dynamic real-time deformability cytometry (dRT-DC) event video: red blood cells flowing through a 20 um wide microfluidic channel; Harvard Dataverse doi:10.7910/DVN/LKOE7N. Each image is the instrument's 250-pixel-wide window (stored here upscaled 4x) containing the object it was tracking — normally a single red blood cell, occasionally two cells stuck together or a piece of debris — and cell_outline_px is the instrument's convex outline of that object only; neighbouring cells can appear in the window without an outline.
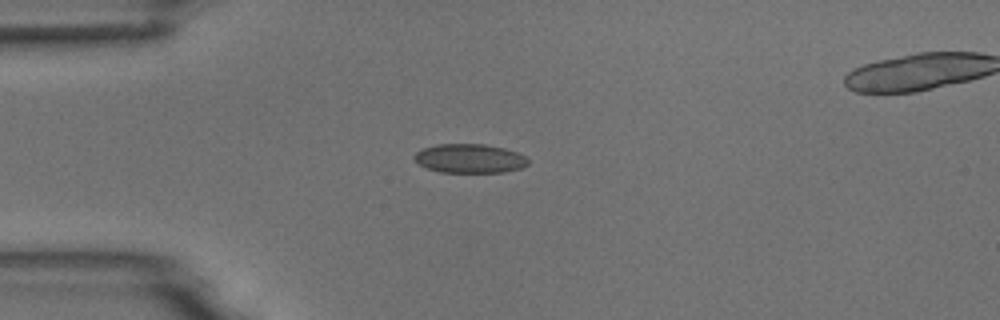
{"species": "common noctule bat (a hibernating species)", "species_latin": "Nyctalus noctula", "temperature_condition": "room temperature", "stored_images_in_passage": 42, "camera_frame_rate_fps": 3000, "um_per_image_px": 0.085, "animal": {"sex": "male", "body_mass_g": 18.8}, "frame": {"image": 1, "passage_image": 1, "time_ms": 0.0, "image_size_px": [1000, 320], "cell_outline_px": [[528, 164], [520, 168], [504, 172], [440, 172], [416, 164], [412, 156], [416, 152], [424, 148], [436, 144], [484, 144], [504, 148], [516, 152], [524, 156], [528, 160]], "centroid_in_image_um": [39.87, 13.47], "position_along_channel_um": 45.1, "area_um2": 19.25}}
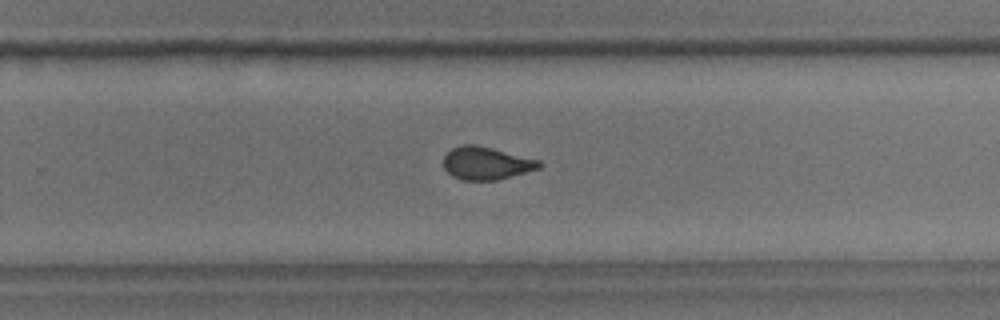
{"frame": {"image": 2, "passage_image": 22, "time_ms": 7.0, "image_size_px": [1000, 320], "cell_outline_px": [[544, 164], [540, 168], [496, 180], [460, 180], [452, 176], [444, 168], [444, 156], [452, 148], [460, 144], [476, 144], [540, 160]], "centroid_in_image_um": [41.33, 13.86], "position_along_channel_um": 288.5, "area_um2": 18.32}}
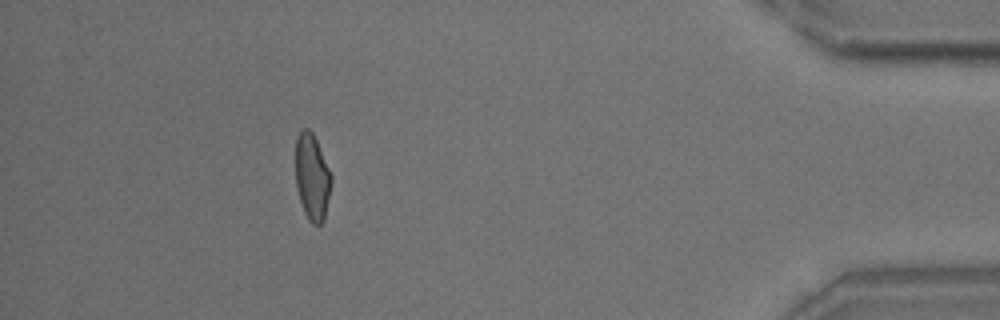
{"frame": {"image": 3, "passage_image": 36, "time_ms": 11.667, "image_size_px": [1000, 320], "cell_outline_px": [[332, 180], [324, 220], [320, 224], [312, 224], [308, 220], [304, 212], [296, 188], [296, 136], [300, 128], [308, 128], [312, 132], [316, 140], [332, 176]], "centroid_in_image_um": [26.51, 15.04], "position_along_channel_um": 408.7, "area_um2": 17.98}}